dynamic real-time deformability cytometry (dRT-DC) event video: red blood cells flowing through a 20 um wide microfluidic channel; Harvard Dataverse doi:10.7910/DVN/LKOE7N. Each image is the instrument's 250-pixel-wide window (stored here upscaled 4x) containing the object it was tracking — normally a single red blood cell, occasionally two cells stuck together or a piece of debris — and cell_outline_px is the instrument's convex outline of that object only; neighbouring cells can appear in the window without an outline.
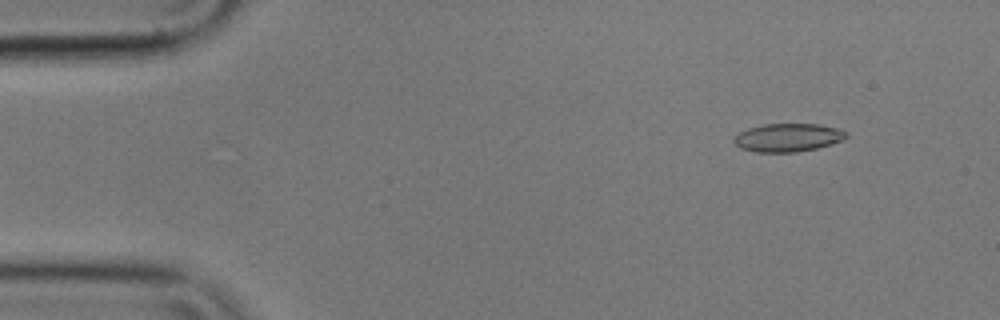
{"species": "common noctule bat (a hibernating species)", "species_latin": "Nyctalus noctula", "temperature_condition": "cold", "stored_images_in_passage": 56, "camera_frame_rate_fps": 3000, "um_per_image_px": 0.085, "animal": {"sex": "male", "body_mass_g": 17.9}, "frame": {"image": 1, "passage_image": 6, "time_ms": 1.667, "image_size_px": [1000, 320], "cell_outline_px": [[848, 136], [844, 140], [816, 148], [796, 152], [756, 152], [740, 148], [732, 140], [740, 132], [748, 128], [764, 124], [816, 124], [836, 128], [848, 132]], "centroid_in_image_um": [66.98, 11.69], "position_along_channel_um": 18.0, "area_um2": 18.38}}
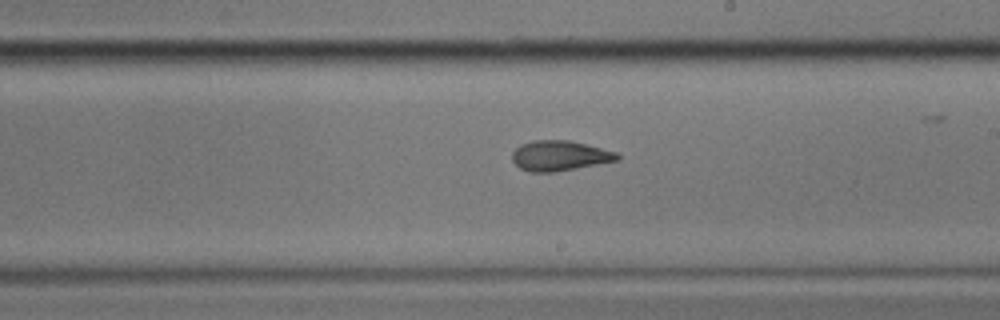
{"frame": {"image": 2, "passage_image": 32, "time_ms": 10.333, "image_size_px": [1000, 320], "cell_outline_px": [[620, 160], [556, 172], [532, 172], [520, 168], [512, 160], [512, 152], [520, 144], [532, 140], [568, 140], [616, 152], [620, 156]], "centroid_in_image_um": [47.55, 13.24], "position_along_channel_um": 241.4, "area_um2": 18.44}}
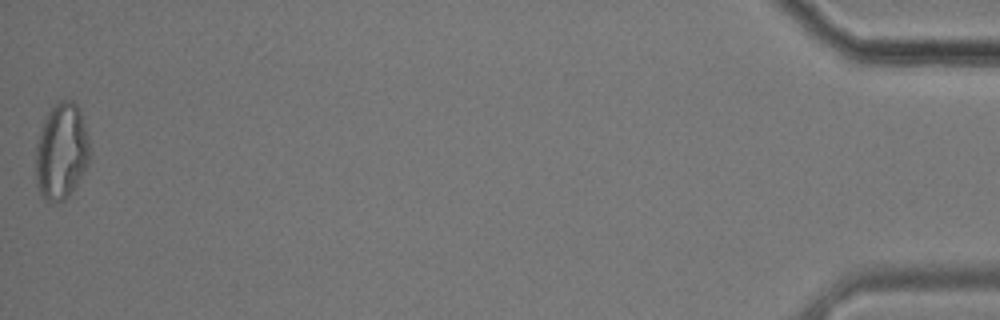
{"frame": {"image": 3, "passage_image": 56, "time_ms": 18.333, "image_size_px": [1000, 320], "cell_outline_px": [[88, 164], [76, 184], [68, 196], [64, 200], [52, 204], [44, 200], [40, 196], [36, 184], [36, 144], [44, 120], [48, 112], [60, 100], [72, 100], [76, 104], [80, 112], [84, 124], [88, 140]], "centroid_in_image_um": [5.18, 12.92], "position_along_channel_um": 430.0, "area_um2": 30.06}, "authors_computed_cell_mechanics": {"area_um2": 19.1318, "velocity_mm_per_s": 3.56, "shape_relaxation_time_tau1_ms": null, "shape_relaxation_time_tau2_ms": 1.9704, "deformation_change_tau1": null, "deformation_change_tau2": 0.0904}}